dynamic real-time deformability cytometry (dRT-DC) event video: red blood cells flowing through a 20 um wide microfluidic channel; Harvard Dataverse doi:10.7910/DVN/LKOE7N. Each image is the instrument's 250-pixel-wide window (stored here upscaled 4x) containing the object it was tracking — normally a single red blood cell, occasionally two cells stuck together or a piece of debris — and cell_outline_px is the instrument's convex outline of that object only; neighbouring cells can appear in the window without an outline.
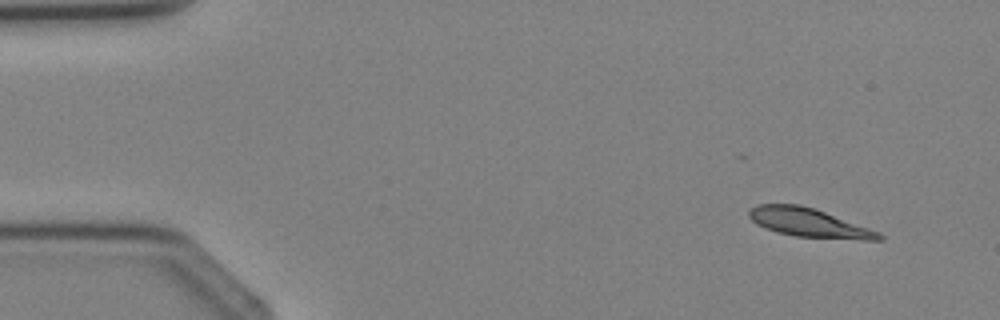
{"species": "Egyptian fruit bat (a non-hibernating species)", "species_latin": "Rousettus aegyptiacus", "temperature_condition": "cold", "stored_images_in_passage": 3, "camera_frame_rate_fps": 3000, "um_per_image_px": 0.085, "animal": {"sex": "female"}, "frame": {"image": 1, "passage_image": 1, "time_ms": 0.0, "image_size_px": [1000, 320], "cell_outline_px": [[884, 240], [864, 240], [796, 236], [776, 232], [756, 224], [748, 216], [748, 212], [756, 204], [800, 204], [816, 208], [880, 232], [884, 236]], "centroid_in_image_um": [68.78, 18.92], "position_along_channel_um": 16.2, "area_um2": 21.91}}
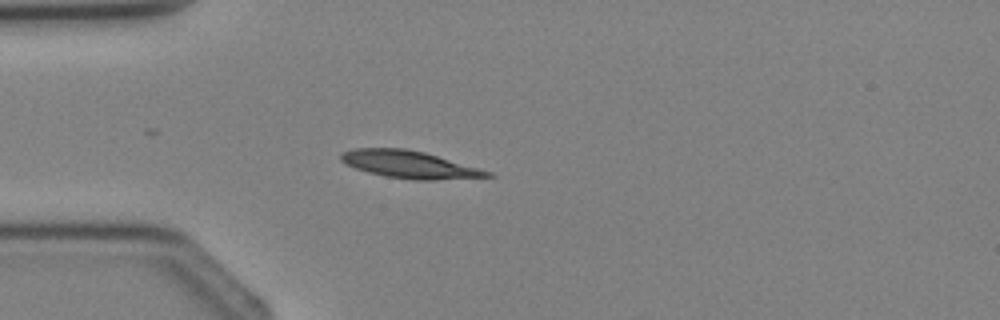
{"frame": {"image": 2, "passage_image": 3, "time_ms": 2.333, "image_size_px": [1000, 320], "cell_outline_px": [[496, 176], [436, 180], [412, 180], [384, 176], [368, 172], [344, 164], [340, 160], [340, 152], [352, 148], [404, 148], [424, 152], [480, 168], [492, 172]], "centroid_in_image_um": [34.78, 13.98], "position_along_channel_um": 50.2, "area_um2": 23.52}}